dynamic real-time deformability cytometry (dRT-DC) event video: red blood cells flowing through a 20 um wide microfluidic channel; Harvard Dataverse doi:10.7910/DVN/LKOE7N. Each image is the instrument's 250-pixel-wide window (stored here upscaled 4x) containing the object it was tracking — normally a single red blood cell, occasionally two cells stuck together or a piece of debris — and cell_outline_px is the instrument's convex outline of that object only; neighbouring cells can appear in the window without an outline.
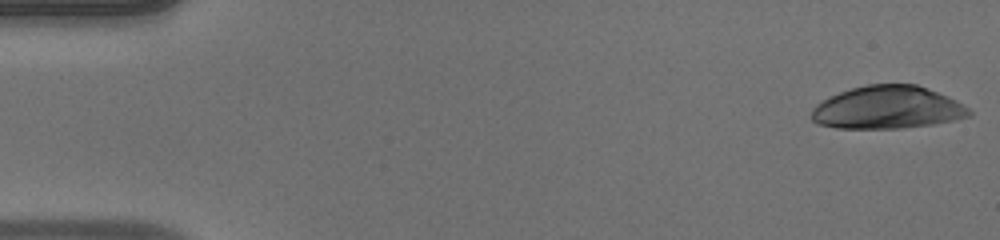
{"species": "human", "species_latin": "Homo sapiens", "temperature_condition": "warm", "stored_images_in_passage": 49, "camera_frame_rate_fps": 3000, "um_per_image_px": 0.085, "donor": {"sex": "male"}, "frame": {"image": 1, "passage_image": 1, "time_ms": 0.0, "image_size_px": [1000, 240], "cell_outline_px": [[972, 116], [932, 124], [900, 128], [836, 128], [816, 124], [812, 120], [812, 108], [816, 104], [840, 92], [852, 88], [868, 84], [916, 84], [948, 96], [956, 100], [968, 108], [972, 112]], "centroid_in_image_um": [75.43, 9.14], "position_along_channel_um": 9.6, "area_um2": 39.13}}
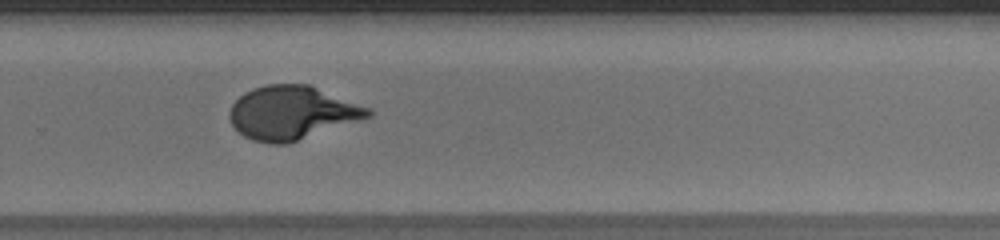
{"frame": {"image": 2, "passage_image": 34, "time_ms": 11.0, "image_size_px": [1000, 240], "cell_outline_px": [[372, 116], [288, 144], [272, 144], [252, 140], [244, 136], [232, 124], [228, 116], [228, 112], [232, 104], [244, 92], [252, 88], [268, 84], [308, 84], [372, 108]], "centroid_in_image_um": [24.82, 9.58], "position_along_channel_um": 305.0, "area_um2": 43.35}}
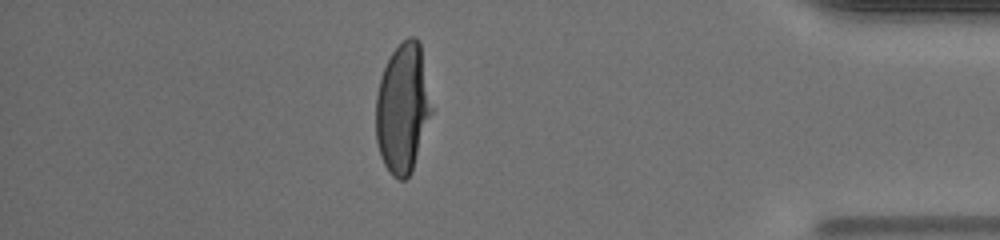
{"frame": {"image": 3, "passage_image": 44, "time_ms": 14.333, "image_size_px": [1000, 240], "cell_outline_px": [[432, 112], [412, 172], [404, 180], [400, 180], [392, 176], [384, 164], [380, 156], [376, 140], [376, 96], [380, 80], [384, 68], [392, 52], [408, 36], [416, 36], [420, 40], [432, 108]], "centroid_in_image_um": [34.23, 9.21], "position_along_channel_um": 401.0, "area_um2": 42.08}, "authors_computed_cell_mechanics": {"area_um2": 42.194, "velocity_mm_per_s": 4.0083, "shape_relaxation_time_tau1_ms": 5.6372, "shape_relaxation_time_tau2_ms": null, "deformation_change_tau1": 0.2622, "deformation_change_tau2": null}}